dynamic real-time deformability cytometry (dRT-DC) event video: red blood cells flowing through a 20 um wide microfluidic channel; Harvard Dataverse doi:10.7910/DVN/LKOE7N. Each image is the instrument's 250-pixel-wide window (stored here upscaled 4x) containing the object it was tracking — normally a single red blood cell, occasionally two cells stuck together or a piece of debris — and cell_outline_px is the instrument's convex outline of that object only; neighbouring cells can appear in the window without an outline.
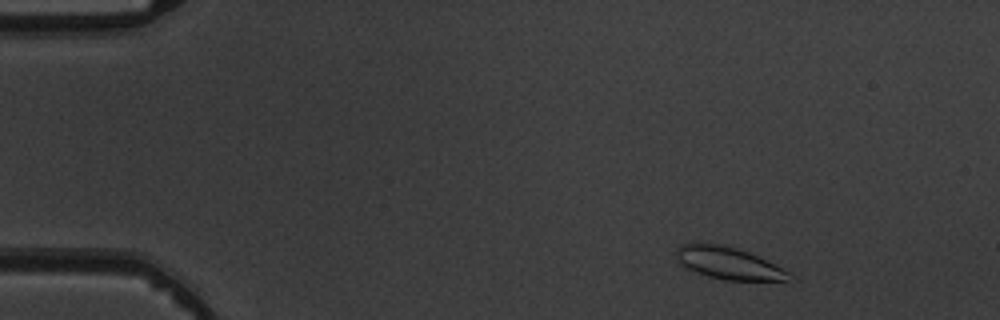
{"species": "common noctule bat (a hibernating species)", "species_latin": "Nyctalus noctula", "temperature_condition": "warm", "stored_images_in_passage": 5, "camera_frame_rate_fps": 3000, "um_per_image_px": 0.085, "animal": {"sex": "male", "body_mass_g": 19.5, "forearm_length_mm": 54.6}, "frame": {"image": 1, "passage_image": 1, "time_ms": 0.0, "image_size_px": [1000, 320], "cell_outline_px": [[792, 272], [788, 280], [724, 280], [708, 276], [684, 268], [680, 264], [676, 256], [676, 248], [680, 244], [692, 240], [700, 240], [720, 244], [736, 248], [748, 252]], "centroid_in_image_um": [61.81, 22.32], "position_along_channel_um": 23.2, "area_um2": 21.62}}
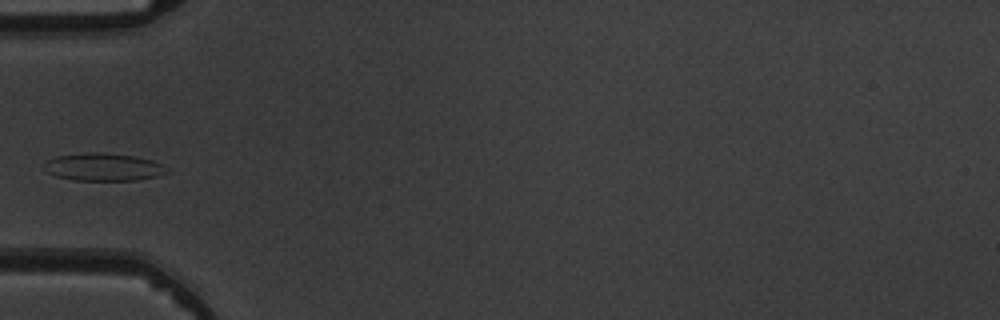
{"frame": {"image": 2, "passage_image": 4, "time_ms": 3.667, "image_size_px": [1000, 320], "cell_outline_px": [[168, 172], [156, 176], [136, 180], [72, 180], [56, 176], [48, 172], [44, 168], [44, 164], [48, 160], [56, 156], [92, 152], [104, 152], [136, 156], [152, 160], [168, 168]], "centroid_in_image_um": [8.79, 14.19], "position_along_channel_um": 76.2, "area_um2": 19.71}}